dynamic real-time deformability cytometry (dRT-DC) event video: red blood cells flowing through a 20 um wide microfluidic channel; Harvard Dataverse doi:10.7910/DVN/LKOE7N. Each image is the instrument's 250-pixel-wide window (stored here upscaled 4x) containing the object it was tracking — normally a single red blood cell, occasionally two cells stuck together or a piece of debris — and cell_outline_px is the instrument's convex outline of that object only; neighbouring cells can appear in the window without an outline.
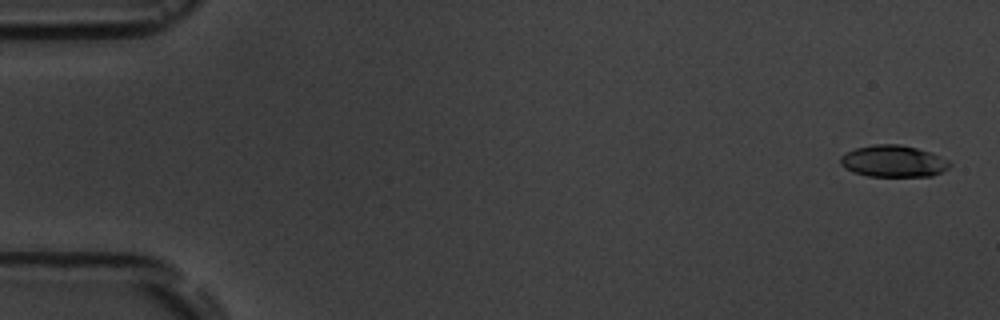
{"species": "common noctule bat (a hibernating species)", "species_latin": "Nyctalus noctula", "temperature_condition": "room temperature", "stored_images_in_passage": 6, "camera_frame_rate_fps": 3000, "um_per_image_px": 0.085, "animal": {"sex": "male", "body_mass_g": 19.5, "forearm_length_mm": 54.6}, "frame": {"image": 1, "passage_image": 1, "time_ms": 0.0, "image_size_px": [1000, 320], "cell_outline_px": [[952, 164], [948, 168], [932, 176], [868, 176], [844, 168], [840, 164], [840, 156], [844, 152], [856, 148], [872, 144], [900, 144], [932, 152], [948, 160]], "centroid_in_image_um": [75.92, 13.69], "position_along_channel_um": 9.1, "area_um2": 20.29}}
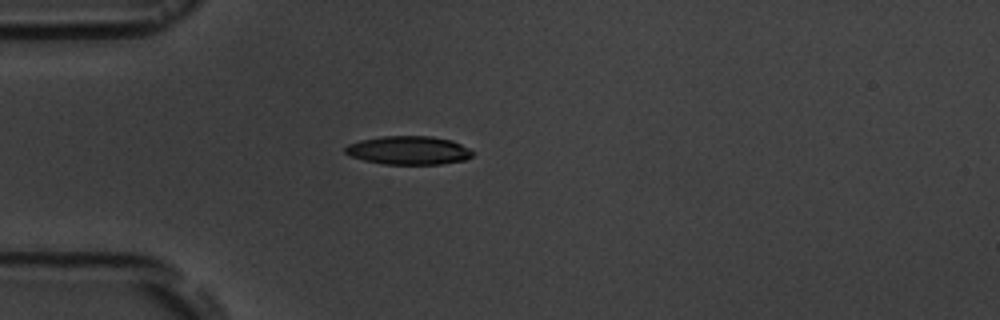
{"frame": {"image": 2, "passage_image": 5, "time_ms": 4.667, "image_size_px": [1000, 320], "cell_outline_px": [[472, 156], [464, 160], [440, 164], [384, 164], [364, 160], [352, 156], [344, 152], [344, 148], [348, 144], [360, 140], [380, 136], [432, 136], [452, 140], [468, 148], [472, 152]], "centroid_in_image_um": [34.71, 12.77], "position_along_channel_um": 50.3, "area_um2": 21.1}}